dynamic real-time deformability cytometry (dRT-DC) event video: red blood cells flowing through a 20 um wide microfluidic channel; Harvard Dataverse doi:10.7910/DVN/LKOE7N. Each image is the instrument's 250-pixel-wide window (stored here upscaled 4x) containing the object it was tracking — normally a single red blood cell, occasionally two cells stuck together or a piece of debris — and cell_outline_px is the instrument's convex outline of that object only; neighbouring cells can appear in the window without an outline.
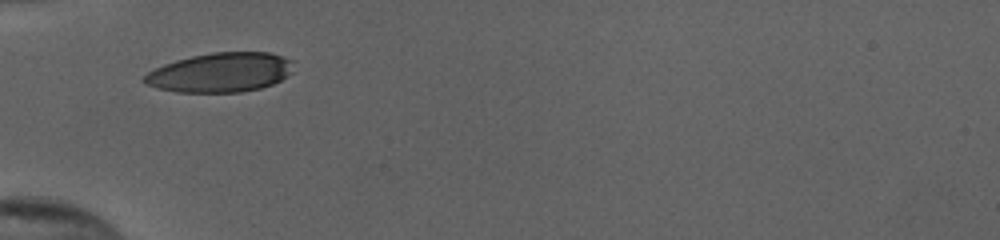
{"species": "human", "species_latin": "Homo sapiens", "temperature_condition": "cold", "stored_images_in_passage": 4, "camera_frame_rate_fps": 3000, "um_per_image_px": 0.085, "donor": {"sex": "female"}, "frame": {"image": 1, "passage_image": 1, "time_ms": 0.0, "image_size_px": [1000, 240], "cell_outline_px": [[292, 72], [288, 76], [272, 84], [260, 88], [240, 92], [176, 92], [156, 88], [144, 84], [140, 80], [148, 72], [164, 64], [176, 60], [192, 56], [212, 52], [268, 52], [292, 60]], "centroid_in_image_um": [18.7, 6.16], "position_along_channel_um": 66.3, "area_um2": 34.33}}